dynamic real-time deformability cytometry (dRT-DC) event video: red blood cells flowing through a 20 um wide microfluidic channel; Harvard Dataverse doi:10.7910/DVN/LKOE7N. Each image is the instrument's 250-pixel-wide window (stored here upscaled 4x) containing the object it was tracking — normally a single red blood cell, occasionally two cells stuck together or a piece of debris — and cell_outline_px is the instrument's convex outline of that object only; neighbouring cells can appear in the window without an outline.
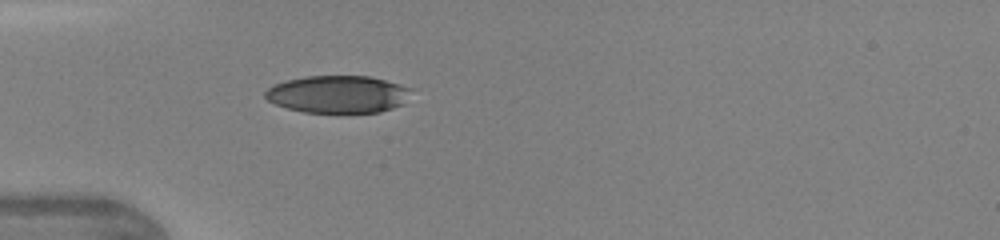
{"species": "human", "species_latin": "Homo sapiens", "temperature_condition": "warm", "stored_images_in_passage": 22, "camera_frame_rate_fps": 3000, "um_per_image_px": 0.085, "donor": {"sex": "female"}, "frame": {"image": 1, "passage_image": 1, "time_ms": 0.0, "image_size_px": [1000, 240], "cell_outline_px": [[416, 88], [404, 104], [380, 112], [304, 112], [288, 108], [276, 104], [268, 100], [264, 96], [264, 92], [268, 88], [276, 84], [288, 80], [308, 76], [368, 76]], "centroid_in_image_um": [28.8, 8.01], "position_along_channel_um": 56.2, "area_um2": 31.85}}